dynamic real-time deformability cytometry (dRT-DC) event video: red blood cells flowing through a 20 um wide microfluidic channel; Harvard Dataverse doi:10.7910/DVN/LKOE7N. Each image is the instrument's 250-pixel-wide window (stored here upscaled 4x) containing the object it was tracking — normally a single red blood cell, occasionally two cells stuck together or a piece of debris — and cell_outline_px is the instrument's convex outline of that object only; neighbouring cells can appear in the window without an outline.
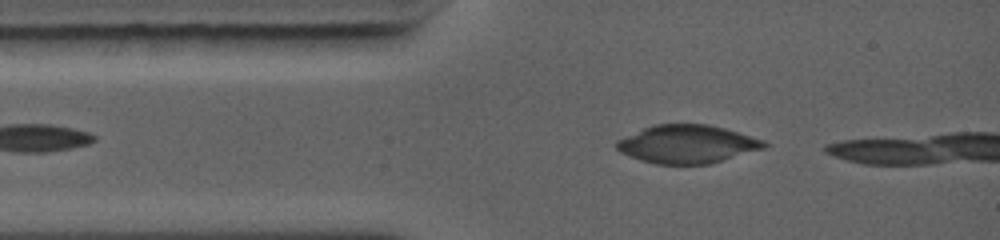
{"species": "common noctule bat (a hibernating species)", "species_latin": "Nyctalus noctula", "temperature_condition": "warm", "stored_images_in_passage": 7, "camera_frame_rate_fps": 5000, "um_per_image_px": 0.085, "animal": {"sex": "female", "body_mass_g": 19.0, "forearm_length_mm": 56.7}, "frame": {"image": 1, "passage_image": 3, "time_ms": 0.4, "image_size_px": [1000, 240], "cell_outline_px": [[768, 144], [764, 148], [724, 160], [708, 164], [656, 164], [640, 160], [620, 152], [616, 148], [616, 140], [652, 124], [708, 124], [724, 128], [764, 140]], "centroid_in_image_um": [58.39, 12.25], "position_along_channel_um": 26.6, "area_um2": 32.77}}